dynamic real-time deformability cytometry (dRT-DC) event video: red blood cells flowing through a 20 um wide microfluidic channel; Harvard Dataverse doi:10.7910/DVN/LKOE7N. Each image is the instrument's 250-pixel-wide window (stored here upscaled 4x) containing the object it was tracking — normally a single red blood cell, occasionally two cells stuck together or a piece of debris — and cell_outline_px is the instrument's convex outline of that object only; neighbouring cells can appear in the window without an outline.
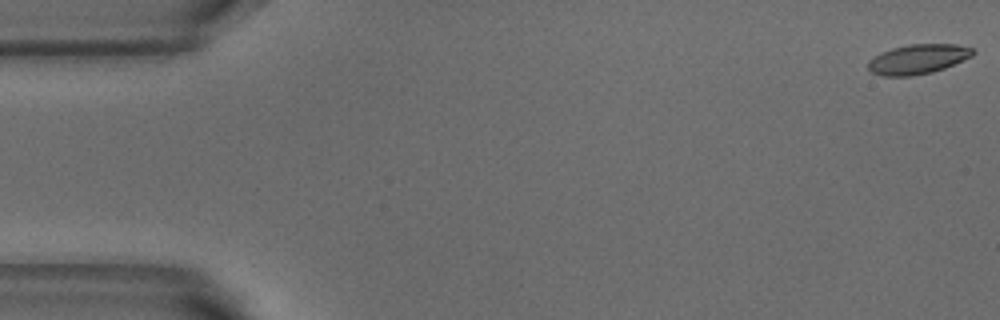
{"species": "common noctule bat (a hibernating species)", "species_latin": "Nyctalus noctula", "temperature_condition": "warm", "stored_images_in_passage": 5, "camera_frame_rate_fps": 3000, "um_per_image_px": 0.085, "animal": {"sex": "male", "body_mass_g": 18.8}, "frame": {"image": 1, "passage_image": 1, "time_ms": 0.0, "image_size_px": [1000, 320], "cell_outline_px": [[976, 52], [972, 56], [944, 68], [932, 72], [912, 76], [884, 76], [872, 72], [868, 68], [868, 60], [880, 52], [892, 48], [908, 44], [956, 44], [976, 48]], "centroid_in_image_um": [78.04, 5.01], "position_along_channel_um": 7.0, "area_um2": 18.26}}
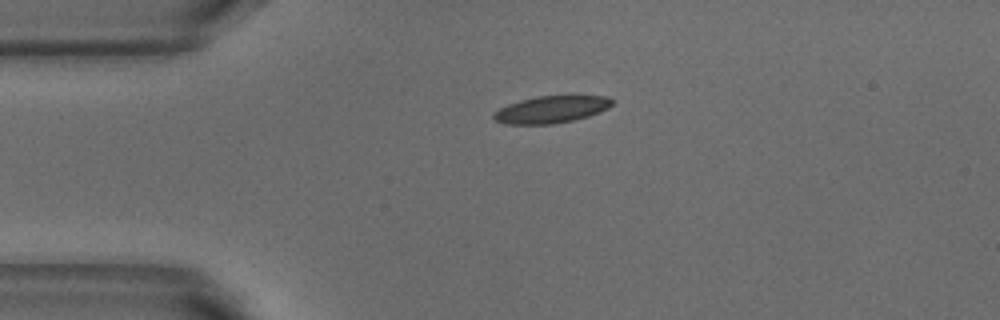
{"frame": {"image": 2, "passage_image": 4, "time_ms": 1.0, "image_size_px": [1000, 320], "cell_outline_px": [[612, 104], [608, 108], [588, 116], [572, 120], [552, 124], [504, 124], [496, 120], [492, 116], [492, 112], [508, 104], [520, 100], [536, 96], [608, 96], [612, 100]], "centroid_in_image_um": [46.81, 9.3], "position_along_channel_um": 38.2, "area_um2": 18.55}}